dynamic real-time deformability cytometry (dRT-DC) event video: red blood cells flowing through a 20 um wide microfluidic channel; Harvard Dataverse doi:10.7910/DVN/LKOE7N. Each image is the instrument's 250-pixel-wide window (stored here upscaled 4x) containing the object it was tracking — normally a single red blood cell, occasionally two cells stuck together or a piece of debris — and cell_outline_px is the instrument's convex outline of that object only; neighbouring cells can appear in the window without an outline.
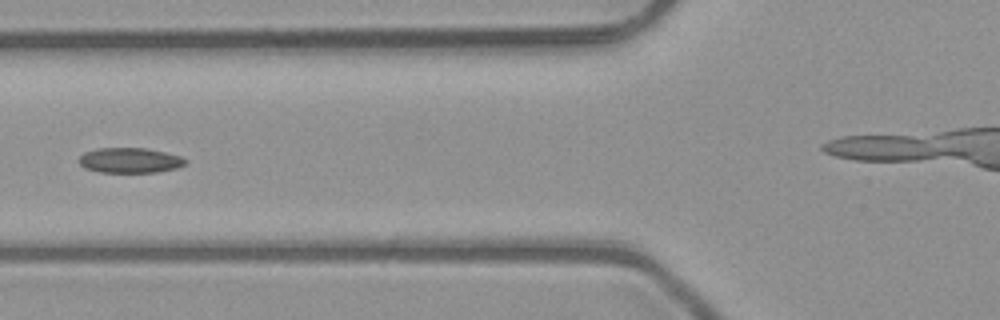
{"species": "common noctule bat (a hibernating species)", "species_latin": "Nyctalus noctula", "temperature_condition": "room temperature", "stored_images_in_passage": 7, "segment_of_instrument_passage": [1, 2], "camera_frame_rate_fps": 3000, "um_per_image_px": 0.085, "animal": {"sex": "male", "body_mass_g": 23.1, "forearm_length_mm": 52.7}, "frame": {"image": 1, "passage_image": 5, "time_ms": 1.333, "image_size_px": [1000, 320], "cell_outline_px": [[188, 160], [184, 164], [176, 168], [156, 172], [100, 172], [84, 168], [76, 160], [84, 152], [96, 148], [144, 148], [164, 152], [180, 156]], "centroid_in_image_um": [10.99, 13.62], "position_along_channel_um": 114.8, "area_um2": 15.61}}
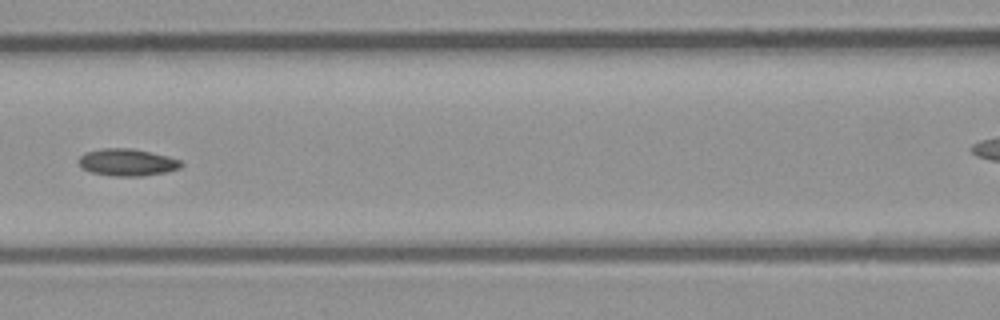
{"frame": {"image": 2, "passage_image": 6, "time_ms": 1.667, "image_size_px": [1000, 320], "cell_outline_px": [[184, 164], [180, 168], [164, 172], [140, 176], [116, 176], [92, 172], [84, 168], [80, 164], [80, 156], [84, 152], [100, 148], [132, 148], [168, 156], [180, 160]], "centroid_in_image_um": [10.83, 13.78], "position_along_channel_um": 155.8, "area_um2": 16.01}}